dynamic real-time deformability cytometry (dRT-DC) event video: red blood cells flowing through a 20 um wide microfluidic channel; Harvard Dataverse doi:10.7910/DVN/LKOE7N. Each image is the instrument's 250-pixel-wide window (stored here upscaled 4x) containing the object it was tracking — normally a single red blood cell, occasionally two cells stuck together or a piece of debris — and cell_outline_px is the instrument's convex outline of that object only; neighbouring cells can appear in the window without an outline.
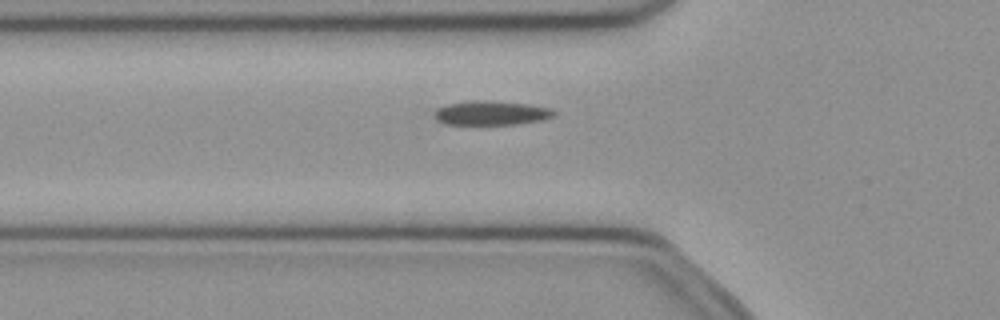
{"species": "common noctule bat (a hibernating species)", "species_latin": "Nyctalus noctula", "temperature_condition": "cold", "stored_images_in_passage": 32, "camera_frame_rate_fps": 3000, "um_per_image_px": 0.085, "animal": {"sex": "female", "body_mass_g": 21.9}, "frame": {"image": 1, "passage_image": 5, "time_ms": 1.333, "image_size_px": [1000, 320], "cell_outline_px": [[556, 116], [544, 120], [516, 124], [444, 124], [436, 120], [436, 108], [444, 104], [472, 100], [484, 100], [528, 104], [552, 108], [556, 112]], "centroid_in_image_um": [41.78, 9.6], "position_along_channel_um": 84.0, "area_um2": 17.05}}
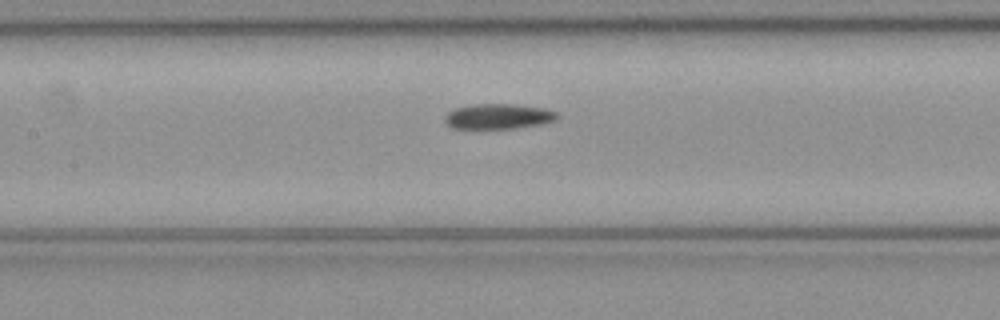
{"frame": {"image": 2, "passage_image": 11, "time_ms": 3.333, "image_size_px": [1000, 320], "cell_outline_px": [[560, 116], [556, 120], [544, 124], [516, 128], [452, 128], [444, 120], [444, 116], [448, 112], [456, 108], [476, 104], [516, 104], [544, 108], [560, 112]], "centroid_in_image_um": [42.44, 9.89], "position_along_channel_um": 165.0, "area_um2": 16.65}}
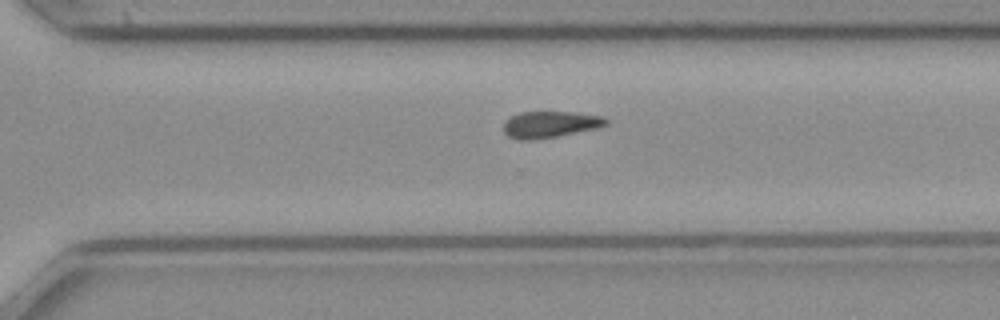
{"frame": {"image": 3, "passage_image": 23, "time_ms": 7.333, "image_size_px": [1000, 320], "cell_outline_px": [[608, 124], [600, 128], [556, 136], [532, 140], [516, 140], [508, 136], [504, 132], [504, 124], [512, 116], [520, 112], [572, 112], [604, 116], [608, 120]], "centroid_in_image_um": [46.8, 10.58], "position_along_channel_um": 323.8, "area_um2": 15.84}}